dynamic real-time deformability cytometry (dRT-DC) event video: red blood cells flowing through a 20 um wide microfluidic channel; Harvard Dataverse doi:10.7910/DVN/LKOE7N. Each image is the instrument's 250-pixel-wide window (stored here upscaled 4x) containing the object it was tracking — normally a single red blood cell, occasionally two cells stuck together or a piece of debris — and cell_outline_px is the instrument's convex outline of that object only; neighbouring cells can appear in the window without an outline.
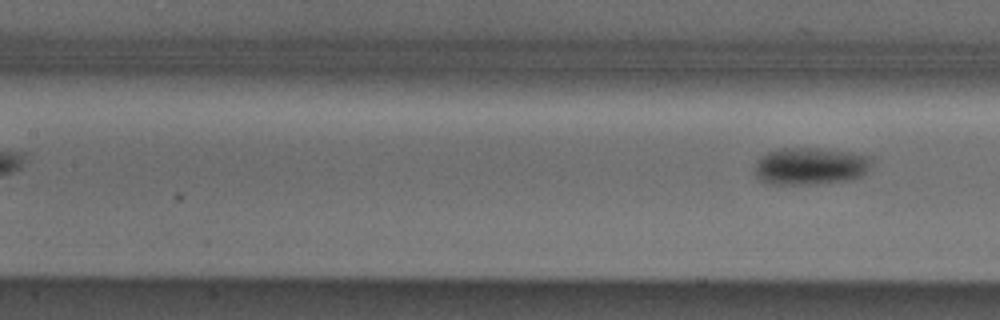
{"species": "Egyptian fruit bat (a non-hibernating species)", "species_latin": "Rousettus aegyptiacus", "temperature_condition": "cold", "stored_images_in_passage": 9, "segment_of_instrument_passage": [2, 2], "camera_frame_rate_fps": 3000, "um_per_image_px": 0.085, "animal": {"sex": "male"}, "frame": {"image": 1, "passage_image": 9, "time_ms": 2.667, "image_size_px": [1000, 320], "cell_outline_px": [[872, 160], [868, 168], [860, 176], [848, 180], [788, 184], [772, 184], [760, 180], [756, 176], [756, 160], [760, 156], [768, 152], [780, 148], [816, 148], [848, 152], [868, 156]], "centroid_in_image_um": [68.82, 14.1], "position_along_channel_um": 138.6, "area_um2": 24.74}}